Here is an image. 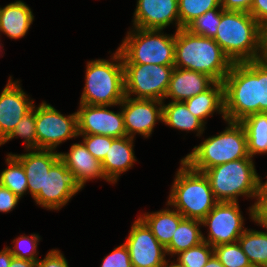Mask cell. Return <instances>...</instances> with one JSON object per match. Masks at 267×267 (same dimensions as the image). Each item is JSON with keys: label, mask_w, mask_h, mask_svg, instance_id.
I'll return each instance as SVG.
<instances>
[{"label": "cell", "mask_w": 267, "mask_h": 267, "mask_svg": "<svg viewBox=\"0 0 267 267\" xmlns=\"http://www.w3.org/2000/svg\"><path fill=\"white\" fill-rule=\"evenodd\" d=\"M232 64L214 39L195 35L186 28L175 31V67L200 72L223 83Z\"/></svg>", "instance_id": "obj_1"}, {"label": "cell", "mask_w": 267, "mask_h": 267, "mask_svg": "<svg viewBox=\"0 0 267 267\" xmlns=\"http://www.w3.org/2000/svg\"><path fill=\"white\" fill-rule=\"evenodd\" d=\"M214 41L232 63L257 60L262 55V27L247 12L222 9Z\"/></svg>", "instance_id": "obj_2"}, {"label": "cell", "mask_w": 267, "mask_h": 267, "mask_svg": "<svg viewBox=\"0 0 267 267\" xmlns=\"http://www.w3.org/2000/svg\"><path fill=\"white\" fill-rule=\"evenodd\" d=\"M180 162L166 205L173 206L184 218L202 221L218 201L206 175L182 159Z\"/></svg>", "instance_id": "obj_3"}, {"label": "cell", "mask_w": 267, "mask_h": 267, "mask_svg": "<svg viewBox=\"0 0 267 267\" xmlns=\"http://www.w3.org/2000/svg\"><path fill=\"white\" fill-rule=\"evenodd\" d=\"M110 57L87 62L80 104L120 106L125 97L121 52L117 49Z\"/></svg>", "instance_id": "obj_4"}, {"label": "cell", "mask_w": 267, "mask_h": 267, "mask_svg": "<svg viewBox=\"0 0 267 267\" xmlns=\"http://www.w3.org/2000/svg\"><path fill=\"white\" fill-rule=\"evenodd\" d=\"M224 131L204 139L182 160L192 169L204 172L217 165L247 158V136L240 122L228 121Z\"/></svg>", "instance_id": "obj_5"}, {"label": "cell", "mask_w": 267, "mask_h": 267, "mask_svg": "<svg viewBox=\"0 0 267 267\" xmlns=\"http://www.w3.org/2000/svg\"><path fill=\"white\" fill-rule=\"evenodd\" d=\"M203 173L218 202H238L239 196L256 199L261 178L250 156L214 166Z\"/></svg>", "instance_id": "obj_6"}, {"label": "cell", "mask_w": 267, "mask_h": 267, "mask_svg": "<svg viewBox=\"0 0 267 267\" xmlns=\"http://www.w3.org/2000/svg\"><path fill=\"white\" fill-rule=\"evenodd\" d=\"M223 84L226 120L240 122L259 113L257 60L233 63Z\"/></svg>", "instance_id": "obj_7"}, {"label": "cell", "mask_w": 267, "mask_h": 267, "mask_svg": "<svg viewBox=\"0 0 267 267\" xmlns=\"http://www.w3.org/2000/svg\"><path fill=\"white\" fill-rule=\"evenodd\" d=\"M131 29L117 48L123 64L174 66L175 33L170 35L157 29Z\"/></svg>", "instance_id": "obj_8"}, {"label": "cell", "mask_w": 267, "mask_h": 267, "mask_svg": "<svg viewBox=\"0 0 267 267\" xmlns=\"http://www.w3.org/2000/svg\"><path fill=\"white\" fill-rule=\"evenodd\" d=\"M125 96L133 99L165 100L175 66L123 64ZM135 97H131V96Z\"/></svg>", "instance_id": "obj_9"}, {"label": "cell", "mask_w": 267, "mask_h": 267, "mask_svg": "<svg viewBox=\"0 0 267 267\" xmlns=\"http://www.w3.org/2000/svg\"><path fill=\"white\" fill-rule=\"evenodd\" d=\"M37 149L56 150L63 142L77 138V112L63 115L43 101L36 107Z\"/></svg>", "instance_id": "obj_10"}, {"label": "cell", "mask_w": 267, "mask_h": 267, "mask_svg": "<svg viewBox=\"0 0 267 267\" xmlns=\"http://www.w3.org/2000/svg\"><path fill=\"white\" fill-rule=\"evenodd\" d=\"M201 223L209 227L207 237L202 234L203 241L212 247L237 242L247 229L239 202H218Z\"/></svg>", "instance_id": "obj_11"}, {"label": "cell", "mask_w": 267, "mask_h": 267, "mask_svg": "<svg viewBox=\"0 0 267 267\" xmlns=\"http://www.w3.org/2000/svg\"><path fill=\"white\" fill-rule=\"evenodd\" d=\"M124 242L133 267H164L166 250L152 234L151 229L138 217Z\"/></svg>", "instance_id": "obj_12"}, {"label": "cell", "mask_w": 267, "mask_h": 267, "mask_svg": "<svg viewBox=\"0 0 267 267\" xmlns=\"http://www.w3.org/2000/svg\"><path fill=\"white\" fill-rule=\"evenodd\" d=\"M80 190L70 171L59 158L45 175L44 191H40L33 199L37 205L47 210L59 211Z\"/></svg>", "instance_id": "obj_13"}, {"label": "cell", "mask_w": 267, "mask_h": 267, "mask_svg": "<svg viewBox=\"0 0 267 267\" xmlns=\"http://www.w3.org/2000/svg\"><path fill=\"white\" fill-rule=\"evenodd\" d=\"M124 116V127L128 137L141 135L148 138L156 126L162 122L163 101L155 99H133L125 96L119 104Z\"/></svg>", "instance_id": "obj_14"}, {"label": "cell", "mask_w": 267, "mask_h": 267, "mask_svg": "<svg viewBox=\"0 0 267 267\" xmlns=\"http://www.w3.org/2000/svg\"><path fill=\"white\" fill-rule=\"evenodd\" d=\"M112 106L80 104L77 110L78 134H100L120 138L127 136L122 108L115 113Z\"/></svg>", "instance_id": "obj_15"}, {"label": "cell", "mask_w": 267, "mask_h": 267, "mask_svg": "<svg viewBox=\"0 0 267 267\" xmlns=\"http://www.w3.org/2000/svg\"><path fill=\"white\" fill-rule=\"evenodd\" d=\"M34 106L33 100L22 90L20 82L9 77L0 94V143H2Z\"/></svg>", "instance_id": "obj_16"}, {"label": "cell", "mask_w": 267, "mask_h": 267, "mask_svg": "<svg viewBox=\"0 0 267 267\" xmlns=\"http://www.w3.org/2000/svg\"><path fill=\"white\" fill-rule=\"evenodd\" d=\"M132 22L135 28L157 30H164L175 22L177 31L182 28L178 0H137Z\"/></svg>", "instance_id": "obj_17"}, {"label": "cell", "mask_w": 267, "mask_h": 267, "mask_svg": "<svg viewBox=\"0 0 267 267\" xmlns=\"http://www.w3.org/2000/svg\"><path fill=\"white\" fill-rule=\"evenodd\" d=\"M59 154L74 182L81 189L84 188L86 182L92 179L101 178L110 183L103 172L102 163L87 150L82 142L73 143L69 152H60Z\"/></svg>", "instance_id": "obj_18"}, {"label": "cell", "mask_w": 267, "mask_h": 267, "mask_svg": "<svg viewBox=\"0 0 267 267\" xmlns=\"http://www.w3.org/2000/svg\"><path fill=\"white\" fill-rule=\"evenodd\" d=\"M28 153L12 154L23 166L28 178V193L34 198L44 191V180L51 166L60 158L59 152L46 149L26 150Z\"/></svg>", "instance_id": "obj_19"}, {"label": "cell", "mask_w": 267, "mask_h": 267, "mask_svg": "<svg viewBox=\"0 0 267 267\" xmlns=\"http://www.w3.org/2000/svg\"><path fill=\"white\" fill-rule=\"evenodd\" d=\"M214 83L215 81L206 74L175 67L165 99L170 97L171 101L184 102L208 90Z\"/></svg>", "instance_id": "obj_20"}, {"label": "cell", "mask_w": 267, "mask_h": 267, "mask_svg": "<svg viewBox=\"0 0 267 267\" xmlns=\"http://www.w3.org/2000/svg\"><path fill=\"white\" fill-rule=\"evenodd\" d=\"M134 139L128 136L115 138L101 162L103 172L111 184H115L119 176L131 169L137 161L133 150Z\"/></svg>", "instance_id": "obj_21"}, {"label": "cell", "mask_w": 267, "mask_h": 267, "mask_svg": "<svg viewBox=\"0 0 267 267\" xmlns=\"http://www.w3.org/2000/svg\"><path fill=\"white\" fill-rule=\"evenodd\" d=\"M31 8L23 1L16 0L0 7V32L11 39H21L33 24Z\"/></svg>", "instance_id": "obj_22"}, {"label": "cell", "mask_w": 267, "mask_h": 267, "mask_svg": "<svg viewBox=\"0 0 267 267\" xmlns=\"http://www.w3.org/2000/svg\"><path fill=\"white\" fill-rule=\"evenodd\" d=\"M188 110L204 124L215 112L221 114L224 121V84L215 82L208 90L184 101Z\"/></svg>", "instance_id": "obj_23"}, {"label": "cell", "mask_w": 267, "mask_h": 267, "mask_svg": "<svg viewBox=\"0 0 267 267\" xmlns=\"http://www.w3.org/2000/svg\"><path fill=\"white\" fill-rule=\"evenodd\" d=\"M151 229L152 234L166 248L179 223L184 218L176 209L165 208L156 212H147L139 216Z\"/></svg>", "instance_id": "obj_24"}, {"label": "cell", "mask_w": 267, "mask_h": 267, "mask_svg": "<svg viewBox=\"0 0 267 267\" xmlns=\"http://www.w3.org/2000/svg\"><path fill=\"white\" fill-rule=\"evenodd\" d=\"M162 123L173 129L185 132L194 131L196 136H201L205 130V124L194 116L187 108L185 102L169 101L165 104L163 101Z\"/></svg>", "instance_id": "obj_25"}, {"label": "cell", "mask_w": 267, "mask_h": 267, "mask_svg": "<svg viewBox=\"0 0 267 267\" xmlns=\"http://www.w3.org/2000/svg\"><path fill=\"white\" fill-rule=\"evenodd\" d=\"M200 220L183 218L172 236L170 244L165 248L166 254L171 258L191 247L203 242Z\"/></svg>", "instance_id": "obj_26"}, {"label": "cell", "mask_w": 267, "mask_h": 267, "mask_svg": "<svg viewBox=\"0 0 267 267\" xmlns=\"http://www.w3.org/2000/svg\"><path fill=\"white\" fill-rule=\"evenodd\" d=\"M243 125L247 136L248 155L267 154V113H256L244 118Z\"/></svg>", "instance_id": "obj_27"}, {"label": "cell", "mask_w": 267, "mask_h": 267, "mask_svg": "<svg viewBox=\"0 0 267 267\" xmlns=\"http://www.w3.org/2000/svg\"><path fill=\"white\" fill-rule=\"evenodd\" d=\"M267 231V229H266ZM246 229L238 243L252 266L267 267V232Z\"/></svg>", "instance_id": "obj_28"}, {"label": "cell", "mask_w": 267, "mask_h": 267, "mask_svg": "<svg viewBox=\"0 0 267 267\" xmlns=\"http://www.w3.org/2000/svg\"><path fill=\"white\" fill-rule=\"evenodd\" d=\"M5 159L7 167L0 173V184L11 190L20 199L28 192V178L22 164L9 153Z\"/></svg>", "instance_id": "obj_29"}, {"label": "cell", "mask_w": 267, "mask_h": 267, "mask_svg": "<svg viewBox=\"0 0 267 267\" xmlns=\"http://www.w3.org/2000/svg\"><path fill=\"white\" fill-rule=\"evenodd\" d=\"M18 137L24 139L26 150L37 149L36 134V106L26 113L20 122L15 126L11 134L1 143L6 144L8 141Z\"/></svg>", "instance_id": "obj_30"}, {"label": "cell", "mask_w": 267, "mask_h": 267, "mask_svg": "<svg viewBox=\"0 0 267 267\" xmlns=\"http://www.w3.org/2000/svg\"><path fill=\"white\" fill-rule=\"evenodd\" d=\"M214 8H222L221 0H178L180 26L185 28L195 18Z\"/></svg>", "instance_id": "obj_31"}, {"label": "cell", "mask_w": 267, "mask_h": 267, "mask_svg": "<svg viewBox=\"0 0 267 267\" xmlns=\"http://www.w3.org/2000/svg\"><path fill=\"white\" fill-rule=\"evenodd\" d=\"M223 8H214L191 21L185 28L199 36L214 39L221 21Z\"/></svg>", "instance_id": "obj_32"}, {"label": "cell", "mask_w": 267, "mask_h": 267, "mask_svg": "<svg viewBox=\"0 0 267 267\" xmlns=\"http://www.w3.org/2000/svg\"><path fill=\"white\" fill-rule=\"evenodd\" d=\"M214 254L224 267H250L252 266L246 254L237 242L217 245Z\"/></svg>", "instance_id": "obj_33"}, {"label": "cell", "mask_w": 267, "mask_h": 267, "mask_svg": "<svg viewBox=\"0 0 267 267\" xmlns=\"http://www.w3.org/2000/svg\"><path fill=\"white\" fill-rule=\"evenodd\" d=\"M213 254L214 248L203 241L177 254L176 262L183 267H204Z\"/></svg>", "instance_id": "obj_34"}, {"label": "cell", "mask_w": 267, "mask_h": 267, "mask_svg": "<svg viewBox=\"0 0 267 267\" xmlns=\"http://www.w3.org/2000/svg\"><path fill=\"white\" fill-rule=\"evenodd\" d=\"M40 236L38 234H31L30 236L21 235L15 238L12 243L14 246H8L11 254L19 259L30 261H38L37 247L39 244ZM13 247V248H12Z\"/></svg>", "instance_id": "obj_35"}, {"label": "cell", "mask_w": 267, "mask_h": 267, "mask_svg": "<svg viewBox=\"0 0 267 267\" xmlns=\"http://www.w3.org/2000/svg\"><path fill=\"white\" fill-rule=\"evenodd\" d=\"M78 136L83 138L82 143L100 162L105 158L112 141L115 139L114 137L100 134H78Z\"/></svg>", "instance_id": "obj_36"}, {"label": "cell", "mask_w": 267, "mask_h": 267, "mask_svg": "<svg viewBox=\"0 0 267 267\" xmlns=\"http://www.w3.org/2000/svg\"><path fill=\"white\" fill-rule=\"evenodd\" d=\"M248 211L252 221L267 229V180H261L255 202Z\"/></svg>", "instance_id": "obj_37"}, {"label": "cell", "mask_w": 267, "mask_h": 267, "mask_svg": "<svg viewBox=\"0 0 267 267\" xmlns=\"http://www.w3.org/2000/svg\"><path fill=\"white\" fill-rule=\"evenodd\" d=\"M257 92L259 113H267V63L257 59Z\"/></svg>", "instance_id": "obj_38"}, {"label": "cell", "mask_w": 267, "mask_h": 267, "mask_svg": "<svg viewBox=\"0 0 267 267\" xmlns=\"http://www.w3.org/2000/svg\"><path fill=\"white\" fill-rule=\"evenodd\" d=\"M100 267H133L125 243L114 248L109 255L103 258Z\"/></svg>", "instance_id": "obj_39"}, {"label": "cell", "mask_w": 267, "mask_h": 267, "mask_svg": "<svg viewBox=\"0 0 267 267\" xmlns=\"http://www.w3.org/2000/svg\"><path fill=\"white\" fill-rule=\"evenodd\" d=\"M36 267H69L63 253L58 249L50 250L44 259L37 261Z\"/></svg>", "instance_id": "obj_40"}, {"label": "cell", "mask_w": 267, "mask_h": 267, "mask_svg": "<svg viewBox=\"0 0 267 267\" xmlns=\"http://www.w3.org/2000/svg\"><path fill=\"white\" fill-rule=\"evenodd\" d=\"M20 198L0 184V212L8 213L18 205Z\"/></svg>", "instance_id": "obj_41"}, {"label": "cell", "mask_w": 267, "mask_h": 267, "mask_svg": "<svg viewBox=\"0 0 267 267\" xmlns=\"http://www.w3.org/2000/svg\"><path fill=\"white\" fill-rule=\"evenodd\" d=\"M249 13L263 28L267 25V0H254Z\"/></svg>", "instance_id": "obj_42"}, {"label": "cell", "mask_w": 267, "mask_h": 267, "mask_svg": "<svg viewBox=\"0 0 267 267\" xmlns=\"http://www.w3.org/2000/svg\"><path fill=\"white\" fill-rule=\"evenodd\" d=\"M254 0H221L225 11H241L249 13Z\"/></svg>", "instance_id": "obj_43"}, {"label": "cell", "mask_w": 267, "mask_h": 267, "mask_svg": "<svg viewBox=\"0 0 267 267\" xmlns=\"http://www.w3.org/2000/svg\"><path fill=\"white\" fill-rule=\"evenodd\" d=\"M14 256L11 254L7 246L0 251V267H9Z\"/></svg>", "instance_id": "obj_44"}, {"label": "cell", "mask_w": 267, "mask_h": 267, "mask_svg": "<svg viewBox=\"0 0 267 267\" xmlns=\"http://www.w3.org/2000/svg\"><path fill=\"white\" fill-rule=\"evenodd\" d=\"M37 261H30L13 257L9 267H36Z\"/></svg>", "instance_id": "obj_45"}, {"label": "cell", "mask_w": 267, "mask_h": 267, "mask_svg": "<svg viewBox=\"0 0 267 267\" xmlns=\"http://www.w3.org/2000/svg\"><path fill=\"white\" fill-rule=\"evenodd\" d=\"M261 59L267 63V25L262 28V55Z\"/></svg>", "instance_id": "obj_46"}, {"label": "cell", "mask_w": 267, "mask_h": 267, "mask_svg": "<svg viewBox=\"0 0 267 267\" xmlns=\"http://www.w3.org/2000/svg\"><path fill=\"white\" fill-rule=\"evenodd\" d=\"M204 267H224L219 259L213 254Z\"/></svg>", "instance_id": "obj_47"}, {"label": "cell", "mask_w": 267, "mask_h": 267, "mask_svg": "<svg viewBox=\"0 0 267 267\" xmlns=\"http://www.w3.org/2000/svg\"><path fill=\"white\" fill-rule=\"evenodd\" d=\"M170 262L171 263H169V261L167 260L166 265L164 267H183L180 266L177 262L175 263V261L174 262L170 261Z\"/></svg>", "instance_id": "obj_48"}]
</instances>
